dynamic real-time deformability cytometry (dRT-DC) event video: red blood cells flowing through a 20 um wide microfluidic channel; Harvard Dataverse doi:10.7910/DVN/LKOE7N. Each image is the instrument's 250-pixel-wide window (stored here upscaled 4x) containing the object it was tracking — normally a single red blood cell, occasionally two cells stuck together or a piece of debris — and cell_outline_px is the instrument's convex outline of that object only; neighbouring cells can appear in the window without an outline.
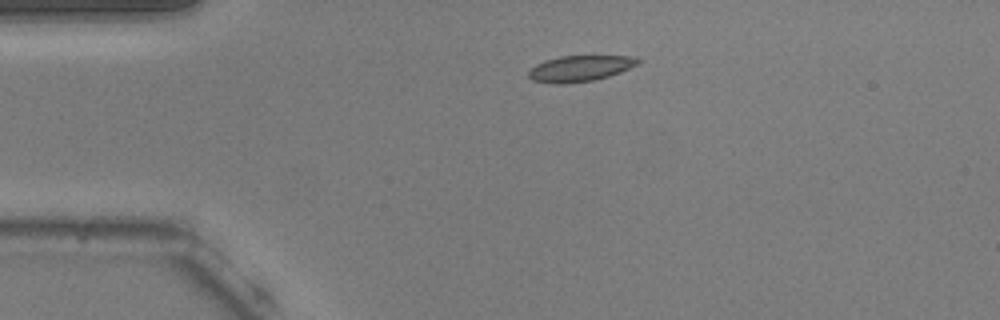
{"species": "common noctule bat (a hibernating species)", "species_latin": "Nyctalus noctula", "temperature_condition": "warm", "stored_images_in_passage": 43, "camera_frame_rate_fps": 3000, "um_per_image_px": 0.085, "animal": {"sex": "male", "body_mass_g": 20.5, "forearm_length_mm": 52.5}, "frame": {"image": 1, "passage_image": 1, "time_ms": 0.0, "image_size_px": [1000, 320], "cell_outline_px": [[640, 60], [636, 64], [620, 72], [608, 76], [592, 80], [564, 84], [552, 84], [532, 80], [528, 76], [528, 72], [536, 64], [544, 60], [560, 56], [636, 56]], "centroid_in_image_um": [49.25, 5.82], "position_along_channel_um": 35.8, "area_um2": 16.42}}
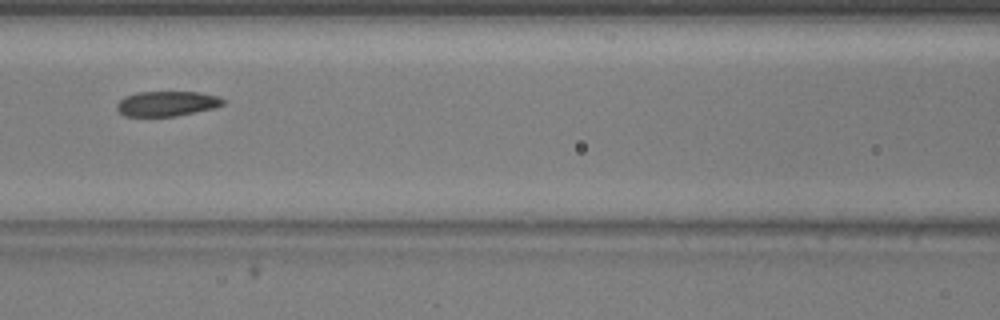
{"frame": {"image": 2, "passage_image": 13, "time_ms": 4.0, "image_size_px": [1000, 320], "cell_outline_px": [[224, 104], [216, 108], [176, 116], [124, 116], [116, 108], [116, 104], [124, 96], [136, 92], [200, 92], [216, 96], [224, 100]], "centroid_in_image_um": [14.17, 8.81], "position_along_channel_um": 152.4, "area_um2": 15.55}}
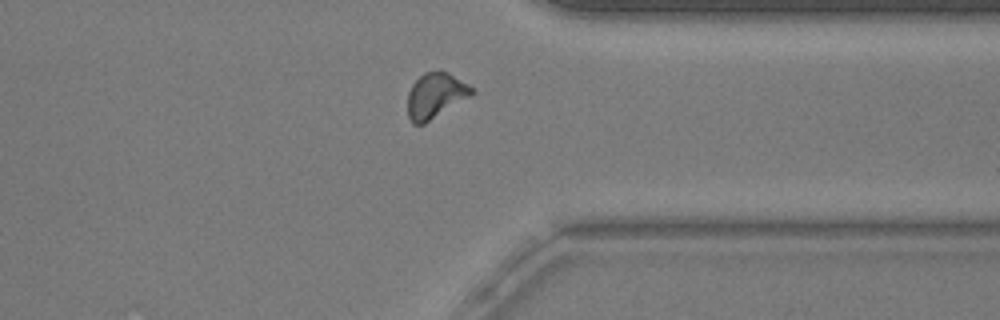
{"frame": {"image": 3, "passage_image": 31, "time_ms": 10.0, "image_size_px": [1000, 320], "cell_outline_px": [[476, 92], [472, 96], [424, 124], [412, 124], [408, 116], [408, 92], [412, 84], [424, 72], [448, 72], [468, 84]], "centroid_in_image_um": [37.03, 8.14], "position_along_channel_um": 374.4, "area_um2": 16.94}, "authors_computed_cell_mechanics": {"area_um2": 16.3574, "velocity_mm_per_s": 3.7741, "shape_relaxation_time_tau1_ms": 7.2762, "shape_relaxation_time_tau2_ms": 2.1917, "deformation_change_tau1": 0.1841, "deformation_change_tau2": 0.0779}}